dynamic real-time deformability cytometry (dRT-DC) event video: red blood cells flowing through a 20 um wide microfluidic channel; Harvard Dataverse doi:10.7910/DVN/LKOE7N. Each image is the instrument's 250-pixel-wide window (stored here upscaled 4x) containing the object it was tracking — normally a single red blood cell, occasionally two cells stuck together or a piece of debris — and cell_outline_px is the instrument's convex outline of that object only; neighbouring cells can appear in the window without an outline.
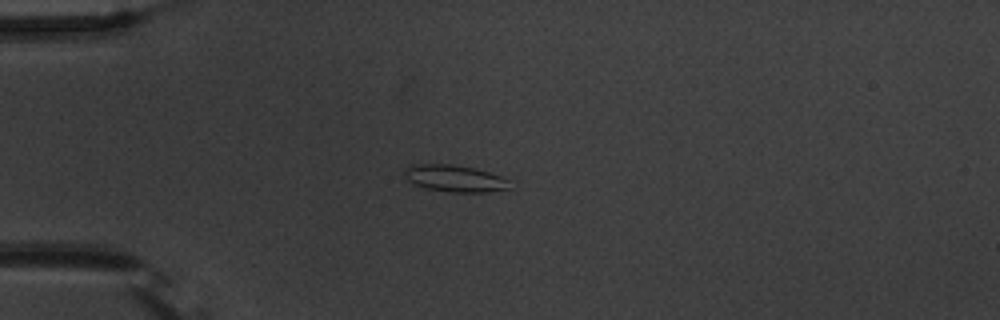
{"species": "common noctule bat (a hibernating species)", "species_latin": "Nyctalus noctula", "temperature_condition": "warm", "stored_images_in_passage": 41, "camera_frame_rate_fps": 3000, "um_per_image_px": 0.085, "animal": {"sex": "male", "body_mass_g": 20.1, "forearm_length_mm": 53.5}, "frame": {"image": 1, "passage_image": 1, "time_ms": 0.0, "image_size_px": [1000, 320], "cell_outline_px": [[508, 188], [484, 192], [448, 192], [424, 188], [408, 180], [404, 172], [404, 168], [412, 164], [452, 164], [472, 168], [488, 172], [500, 176], [508, 180]], "centroid_in_image_um": [38.59, 15.16], "position_along_channel_um": 46.4, "area_um2": 16.18}}
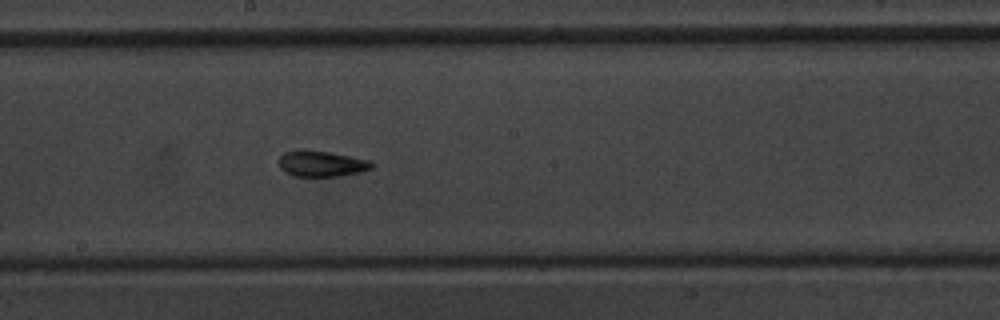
{"frame": {"image": 2, "passage_image": 17, "time_ms": 5.333, "image_size_px": [1000, 320], "cell_outline_px": [[372, 168], [360, 172], [340, 176], [296, 176], [284, 172], [280, 168], [280, 156], [284, 152], [296, 148], [328, 152], [372, 160]], "centroid_in_image_um": [27.31, 13.9], "position_along_channel_um": 220.9, "area_um2": 14.1}}
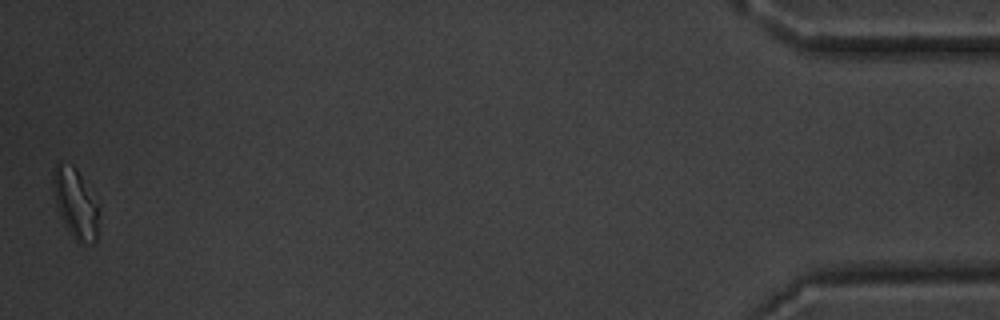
{"frame": {"image": 3, "passage_image": 41, "time_ms": 13.333, "image_size_px": [1000, 320], "cell_outline_px": [[96, 240], [92, 244], [80, 244], [68, 232], [64, 224], [56, 204], [52, 184], [52, 172], [56, 164], [72, 164], [76, 168], [96, 204]], "centroid_in_image_um": [6.35, 17.3], "position_along_channel_um": 428.8, "area_um2": 17.86}, "authors_computed_cell_mechanics": {"area_um2": 14.2188, "velocity_mm_per_s": 3.6769, "shape_relaxation_time_tau1_ms": 9.252, "shape_relaxation_time_tau2_ms": 2.0433, "deformation_change_tau1": 0.2206, "deformation_change_tau2": 0.0884}}